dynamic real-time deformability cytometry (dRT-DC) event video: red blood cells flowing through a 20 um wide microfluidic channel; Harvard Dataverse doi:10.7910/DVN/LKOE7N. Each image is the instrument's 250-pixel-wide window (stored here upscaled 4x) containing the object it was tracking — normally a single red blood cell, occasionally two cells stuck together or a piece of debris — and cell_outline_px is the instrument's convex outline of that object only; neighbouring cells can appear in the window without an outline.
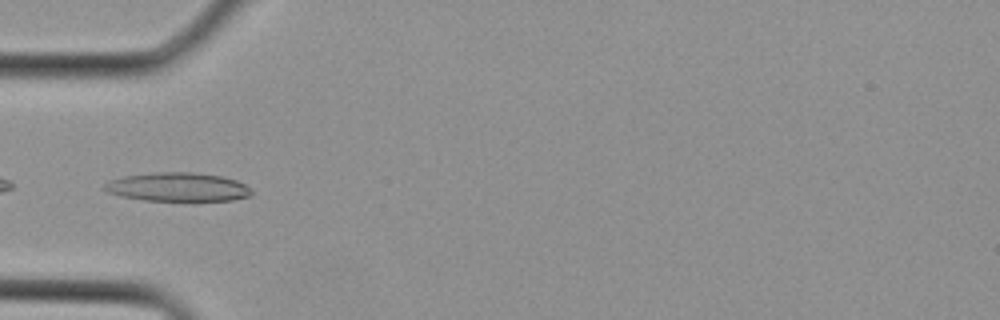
{"species": "Egyptian fruit bat (a non-hibernating species)", "species_latin": "Rousettus aegyptiacus", "temperature_condition": "cold", "stored_images_in_passage": 3, "camera_frame_rate_fps": 3000, "um_per_image_px": 0.085, "animal": {"sex": "female"}, "frame": {"image": 1, "passage_image": 3, "time_ms": 0.667, "image_size_px": [1000, 320], "cell_outline_px": [[252, 196], [232, 200], [144, 200], [120, 196], [108, 192], [100, 188], [108, 180], [124, 176], [156, 172], [192, 172], [224, 176], [236, 180], [244, 184], [252, 192]], "centroid_in_image_um": [15.07, 15.89], "position_along_channel_um": 69.9, "area_um2": 24.68}}